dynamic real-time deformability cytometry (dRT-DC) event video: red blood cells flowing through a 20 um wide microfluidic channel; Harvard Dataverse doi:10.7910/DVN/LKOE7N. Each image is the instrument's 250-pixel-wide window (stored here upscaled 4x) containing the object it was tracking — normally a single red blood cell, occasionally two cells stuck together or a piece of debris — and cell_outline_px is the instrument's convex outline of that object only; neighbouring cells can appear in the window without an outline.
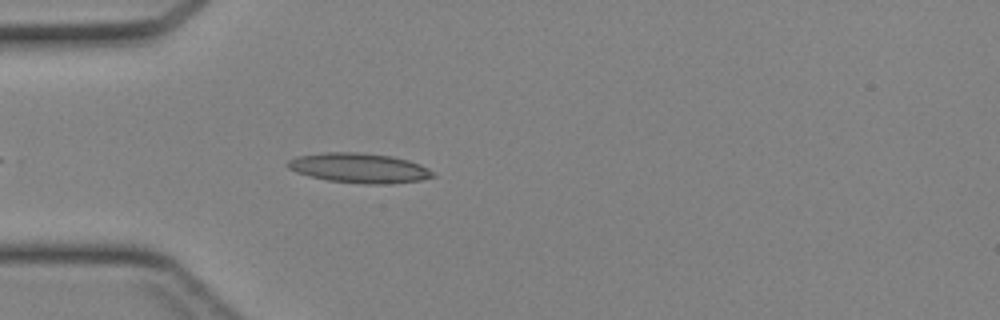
{"species": "Egyptian fruit bat (a non-hibernating species)", "species_latin": "Rousettus aegyptiacus", "temperature_condition": "cold", "stored_images_in_passage": 29, "camera_frame_rate_fps": 3000, "um_per_image_px": 0.085, "animal": {"sex": "female"}, "frame": {"image": 1, "passage_image": 4, "time_ms": 1.0, "image_size_px": [1000, 320], "cell_outline_px": [[436, 176], [420, 180], [392, 184], [364, 184], [328, 180], [296, 172], [288, 168], [284, 164], [288, 160], [296, 156], [324, 152], [356, 152], [392, 156], [408, 160], [420, 164], [428, 168]], "centroid_in_image_um": [30.52, 14.28], "position_along_channel_um": 54.5, "area_um2": 25.26}}
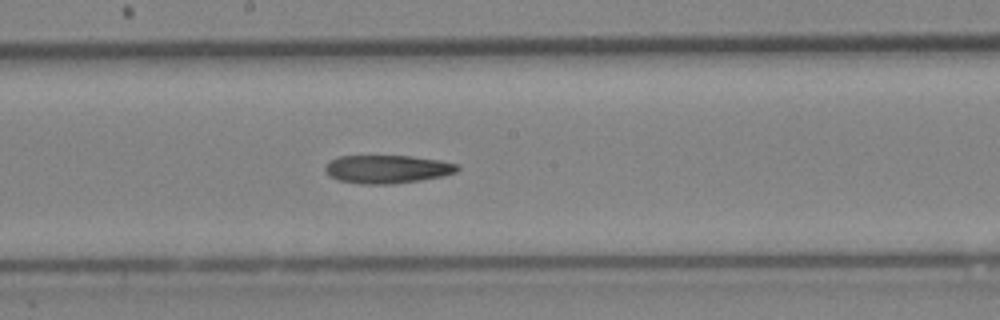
{"frame": {"image": 2, "passage_image": 15, "time_ms": 4.667, "image_size_px": [1000, 320], "cell_outline_px": [[460, 168], [456, 172], [444, 176], [420, 180], [392, 184], [360, 184], [336, 180], [328, 176], [324, 168], [332, 160], [340, 156], [412, 156], [440, 160], [460, 164]], "centroid_in_image_um": [32.94, 14.38], "position_along_channel_um": 215.3, "area_um2": 21.91}}
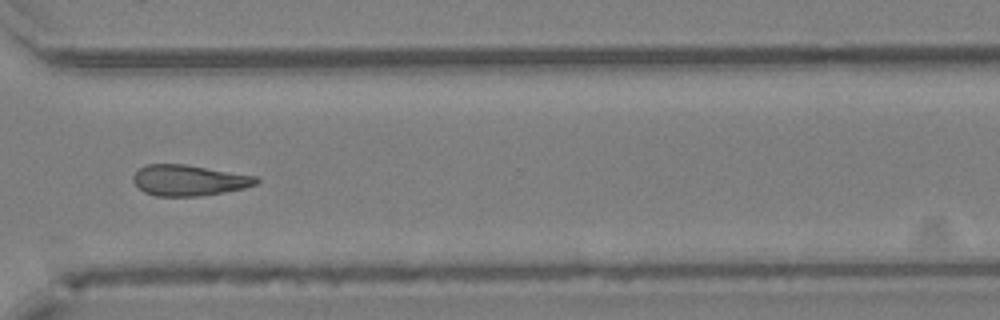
{"frame": {"image": 3, "passage_image": 24, "time_ms": 7.667, "image_size_px": [1000, 320], "cell_outline_px": [[260, 180], [256, 184], [244, 188], [224, 192], [200, 196], [156, 196], [144, 192], [132, 180], [132, 176], [140, 168], [148, 164], [184, 164], [256, 176]], "centroid_in_image_um": [16.05, 15.33], "position_along_channel_um": 354.5, "area_um2": 21.96}}